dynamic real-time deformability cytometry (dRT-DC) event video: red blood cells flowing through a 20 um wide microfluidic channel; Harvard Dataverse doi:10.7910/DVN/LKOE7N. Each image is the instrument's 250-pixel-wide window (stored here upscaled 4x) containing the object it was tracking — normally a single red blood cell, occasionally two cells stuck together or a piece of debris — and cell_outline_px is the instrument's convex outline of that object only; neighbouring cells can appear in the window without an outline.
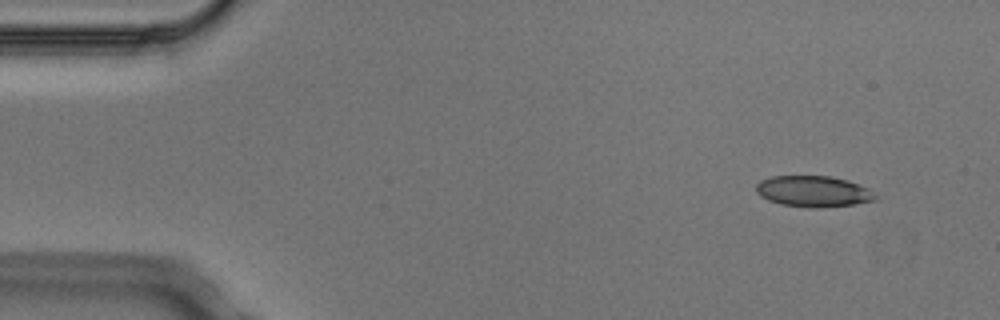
{"species": "Egyptian fruit bat (a non-hibernating species)", "species_latin": "Rousettus aegyptiacus", "temperature_condition": "cold", "stored_images_in_passage": 5, "camera_frame_rate_fps": 3000, "um_per_image_px": 0.085, "animal": {"sex": "male"}, "frame": {"image": 1, "passage_image": 1, "time_ms": 0.0, "image_size_px": [1000, 320], "cell_outline_px": [[876, 200], [852, 204], [816, 208], [808, 208], [780, 204], [768, 200], [760, 196], [756, 192], [756, 184], [760, 180], [772, 176], [828, 176], [848, 180], [868, 188], [876, 196]], "centroid_in_image_um": [69.09, 16.27], "position_along_channel_um": 15.9, "area_um2": 21.56}}
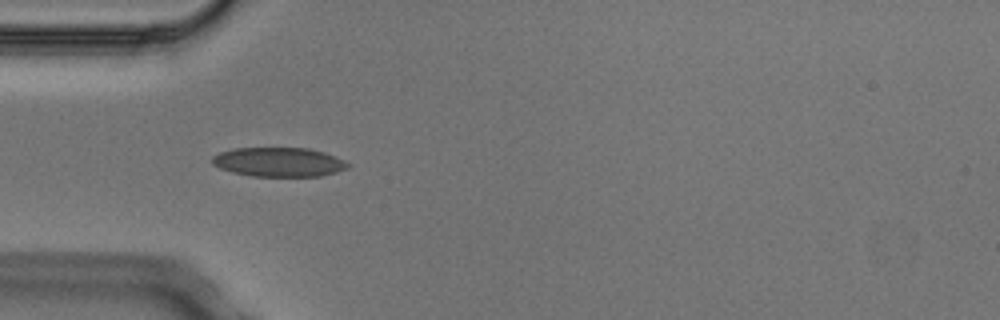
{"frame": {"image": 2, "passage_image": 4, "time_ms": 1.0, "image_size_px": [1000, 320], "cell_outline_px": [[352, 164], [348, 168], [336, 172], [320, 176], [252, 176], [232, 172], [220, 168], [212, 164], [212, 156], [220, 152], [232, 148], [308, 148], [324, 152], [344, 160]], "centroid_in_image_um": [23.7, 13.77], "position_along_channel_um": 61.3, "area_um2": 23.18}}
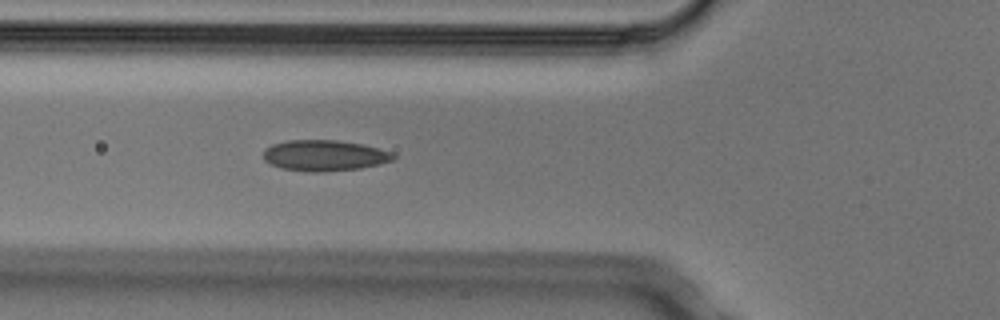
{"frame": {"image": 3, "passage_image": 5, "time_ms": 1.333, "image_size_px": [1000, 320], "cell_outline_px": [[396, 156], [392, 160], [380, 164], [360, 168], [320, 172], [312, 172], [280, 168], [264, 160], [264, 148], [272, 144], [288, 140], [336, 140], [360, 144], [392, 152]], "centroid_in_image_um": [27.55, 13.22], "position_along_channel_um": 98.3, "area_um2": 23.24}}